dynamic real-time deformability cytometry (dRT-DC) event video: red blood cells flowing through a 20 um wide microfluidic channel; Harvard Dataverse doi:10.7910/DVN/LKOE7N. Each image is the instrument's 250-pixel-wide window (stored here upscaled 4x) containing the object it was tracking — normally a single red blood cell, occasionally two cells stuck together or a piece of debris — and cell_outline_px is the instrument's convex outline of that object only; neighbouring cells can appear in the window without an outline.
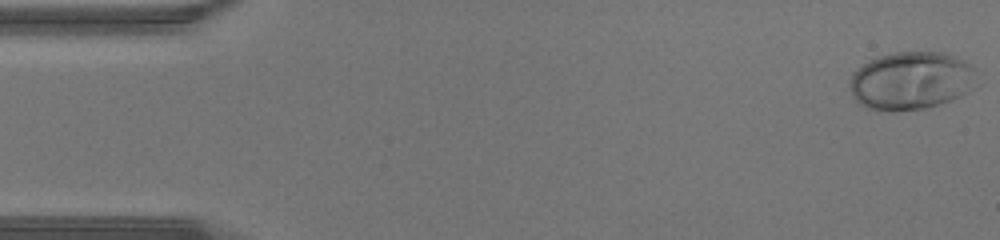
{"species": "human", "species_latin": "Homo sapiens", "temperature_condition": "warm", "stored_images_in_passage": 45, "camera_frame_rate_fps": 3000, "um_per_image_px": 0.085, "donor": {"sex": "male"}, "frame": {"image": 1, "passage_image": 1, "time_ms": 0.0, "image_size_px": [1000, 240], "cell_outline_px": [[972, 88], [968, 92], [952, 100], [940, 104], [924, 108], [868, 108], [860, 104], [852, 96], [848, 84], [852, 72], [868, 60], [880, 56], [896, 52], [944, 52], [968, 64], [972, 68]], "centroid_in_image_um": [77.37, 6.83], "position_along_channel_um": 7.6, "area_um2": 41.85}}
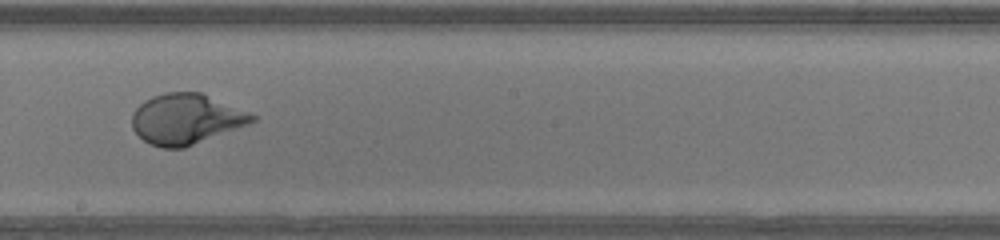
{"frame": {"image": 2, "passage_image": 25, "time_ms": 8.0, "image_size_px": [1000, 240], "cell_outline_px": [[256, 120], [248, 124], [184, 148], [164, 148], [152, 144], [144, 140], [132, 128], [132, 112], [144, 100], [152, 96], [168, 92], [200, 92], [248, 112], [256, 116]], "centroid_in_image_um": [15.79, 10.11], "position_along_channel_um": 232.4, "area_um2": 34.85}}
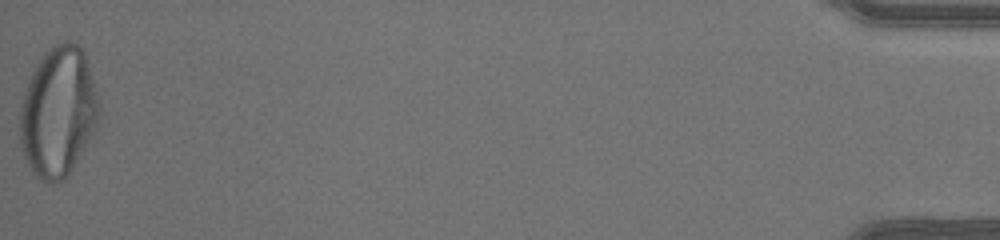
{"frame": {"image": 3, "passage_image": 45, "time_ms": 14.667, "image_size_px": [1000, 240], "cell_outline_px": [[100, 112], [92, 136], [68, 176], [64, 180], [44, 180], [36, 176], [32, 172], [24, 156], [20, 140], [20, 104], [28, 80], [36, 64], [44, 52], [48, 48], [60, 40], [72, 40], [84, 52], [100, 100]], "centroid_in_image_um": [4.95, 9.46], "position_along_channel_um": 430.2, "area_um2": 60.11}}